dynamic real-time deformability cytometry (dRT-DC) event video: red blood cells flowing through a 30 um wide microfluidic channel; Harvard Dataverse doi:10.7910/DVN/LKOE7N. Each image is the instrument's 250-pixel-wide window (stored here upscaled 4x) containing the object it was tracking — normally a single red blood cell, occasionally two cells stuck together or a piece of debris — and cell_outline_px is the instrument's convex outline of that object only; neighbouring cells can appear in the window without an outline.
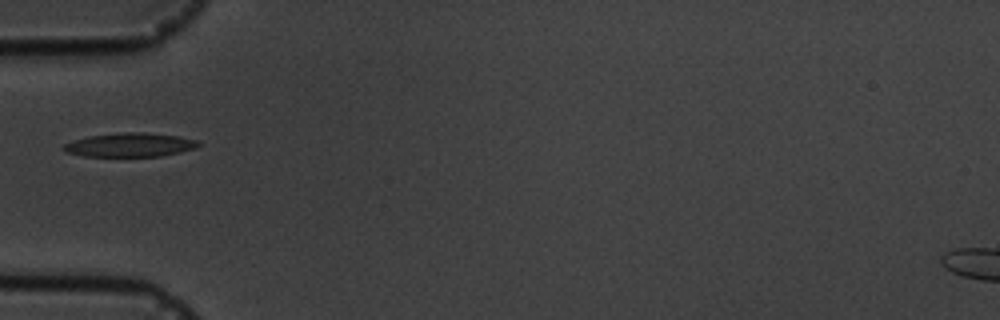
{"species": "common noctule bat (a hibernating species)", "species_latin": "Nyctalus noctula", "temperature_condition": "cold", "stored_images_in_passage": 3, "camera_frame_rate_fps": 3000, "um_per_image_px": 0.085, "animal": {"sex": "male", "body_mass_g": 19.5, "forearm_length_mm": 54.6}, "frame": {"image": 1, "passage_image": 1, "time_ms": 0.0, "image_size_px": [1000, 320], "cell_outline_px": [[200, 144], [196, 148], [180, 152], [160, 156], [84, 156], [68, 152], [60, 148], [64, 144], [88, 136], [124, 132], [144, 132], [176, 136], [200, 140]], "centroid_in_image_um": [11.08, 12.31], "position_along_channel_um": 73.9, "area_um2": 18.61}}
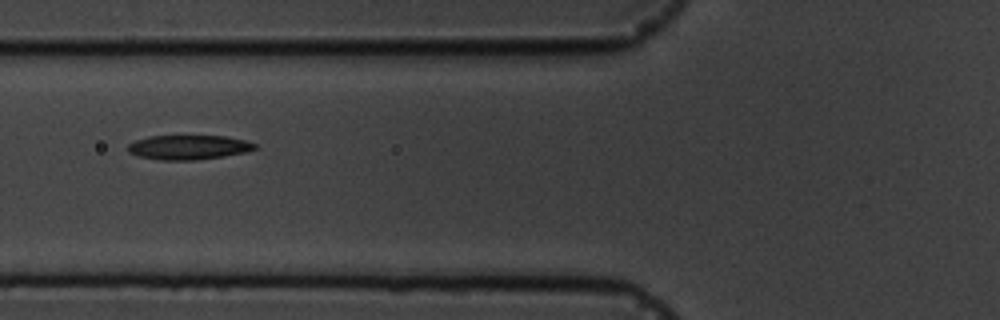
{"frame": {"image": 2, "passage_image": 2, "time_ms": 1.0, "image_size_px": [1000, 320], "cell_outline_px": [[256, 148], [244, 152], [224, 156], [196, 160], [160, 160], [140, 156], [128, 152], [128, 144], [136, 140], [148, 136], [224, 136], [244, 140], [256, 144]], "centroid_in_image_um": [16.0, 12.52], "position_along_channel_um": 109.8, "area_um2": 17.92}}
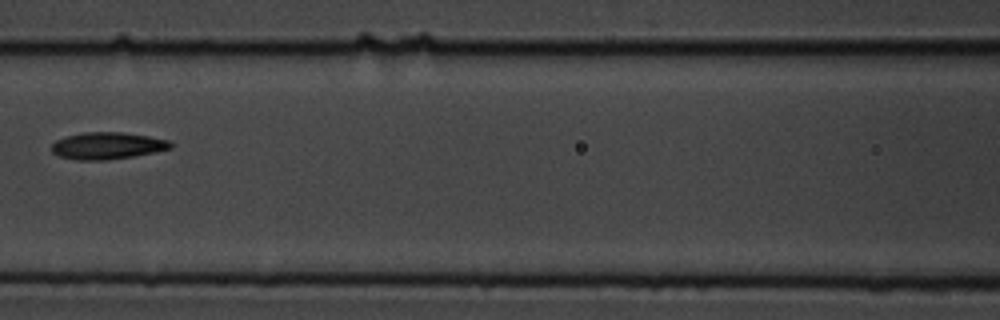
{"frame": {"image": 3, "passage_image": 3, "time_ms": 2.333, "image_size_px": [1000, 320], "cell_outline_px": [[172, 148], [156, 152], [108, 160], [76, 160], [60, 156], [52, 152], [52, 144], [56, 140], [80, 132], [124, 132], [148, 136], [168, 140], [172, 144]], "centroid_in_image_um": [9.13, 12.38], "position_along_channel_um": 157.5, "area_um2": 18.67}}